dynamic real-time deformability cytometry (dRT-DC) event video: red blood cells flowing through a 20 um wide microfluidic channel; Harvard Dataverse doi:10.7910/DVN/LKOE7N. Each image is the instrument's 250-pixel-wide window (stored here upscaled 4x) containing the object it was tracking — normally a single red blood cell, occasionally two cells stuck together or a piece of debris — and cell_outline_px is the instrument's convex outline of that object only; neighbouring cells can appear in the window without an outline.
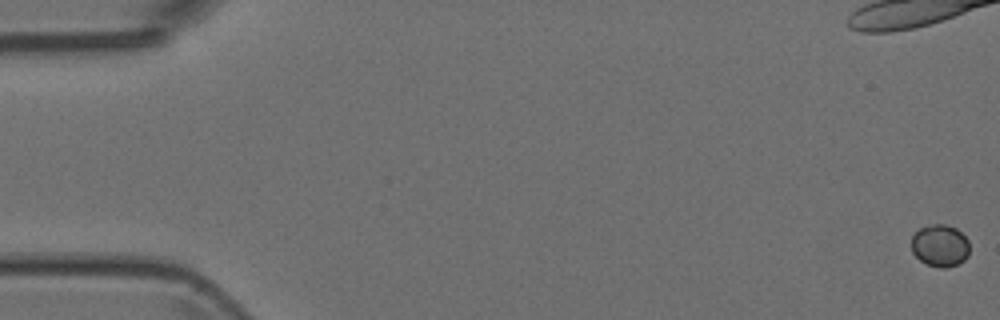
{"species": "Egyptian fruit bat (a non-hibernating species)", "species_latin": "Rousettus aegyptiacus", "temperature_condition": "room temperature", "stored_images_in_passage": 53, "camera_frame_rate_fps": 3000, "um_per_image_px": 0.085, "animal": {"sex": "female"}, "frame": {"image": 1, "passage_image": 1, "time_ms": 0.0, "image_size_px": [1000, 320], "cell_outline_px": [[968, 256], [964, 260], [948, 268], [940, 268], [928, 264], [920, 260], [912, 252], [912, 236], [920, 228], [932, 224], [944, 224], [956, 228], [968, 240]], "centroid_in_image_um": [79.9, 20.88], "position_along_channel_um": 5.1, "area_um2": 14.16}}